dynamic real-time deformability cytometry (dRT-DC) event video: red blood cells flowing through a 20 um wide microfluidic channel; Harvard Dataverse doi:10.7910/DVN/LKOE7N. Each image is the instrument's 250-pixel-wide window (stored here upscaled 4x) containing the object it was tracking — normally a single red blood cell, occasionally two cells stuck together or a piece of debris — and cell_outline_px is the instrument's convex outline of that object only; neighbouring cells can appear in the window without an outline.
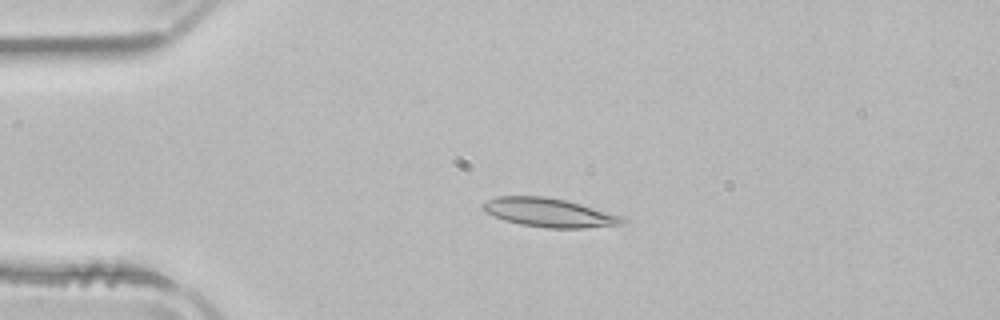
{"species": "common noctule bat (a hibernating species)", "species_latin": "Nyctalus noctula", "temperature_condition": "room temperature", "stored_images_in_passage": 52, "camera_frame_rate_fps": 3000, "um_per_image_px": 0.085, "animal": {"sex": "male", "body_mass_g": 21.5, "forearm_length_mm": 52.0}, "frame": {"image": 1, "passage_image": 12, "time_ms": 3.667, "image_size_px": [1000, 320], "cell_outline_px": [[628, 224], [584, 228], [548, 228], [520, 224], [504, 220], [484, 212], [480, 208], [480, 204], [496, 196], [544, 196], [564, 200], [580, 204], [620, 216], [628, 220]], "centroid_in_image_um": [46.64, 18.08], "position_along_channel_um": 38.4, "area_um2": 23.47}}
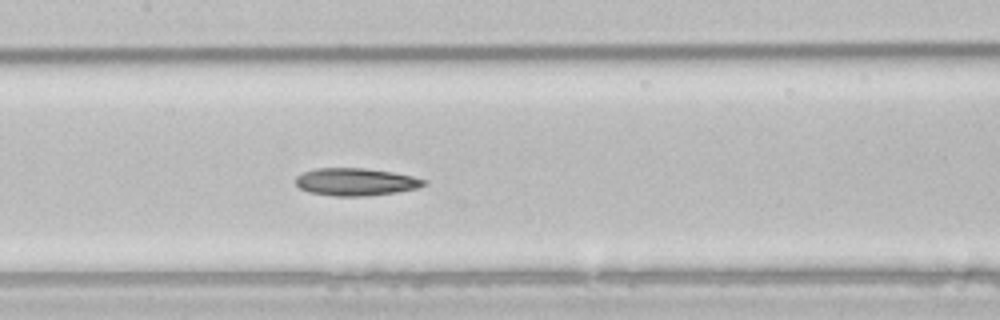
{"frame": {"image": 2, "passage_image": 25, "time_ms": 8.0, "image_size_px": [1000, 320], "cell_outline_px": [[428, 184], [416, 188], [396, 192], [368, 196], [332, 196], [308, 192], [300, 188], [296, 184], [296, 176], [304, 172], [316, 168], [364, 168], [392, 172], [412, 176], [428, 180]], "centroid_in_image_um": [30.25, 15.46], "position_along_channel_um": 177.2, "area_um2": 20.63}}
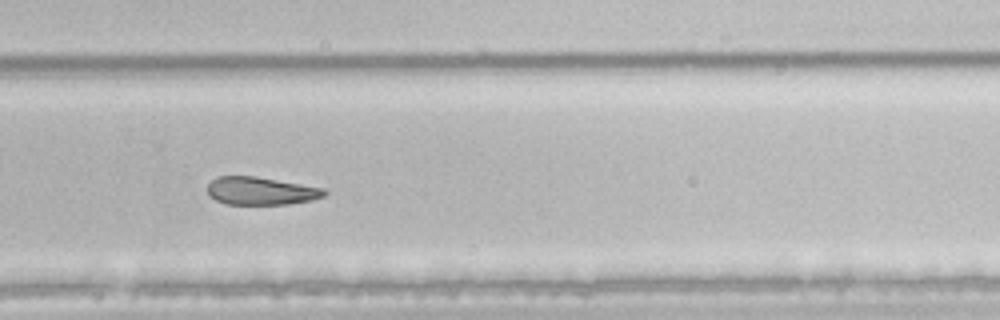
{"frame": {"image": 3, "passage_image": 35, "time_ms": 11.333, "image_size_px": [1000, 320], "cell_outline_px": [[328, 192], [324, 196], [312, 200], [288, 204], [224, 204], [216, 200], [208, 192], [208, 184], [216, 176], [256, 176], [324, 188]], "centroid_in_image_um": [22.19, 16.22], "position_along_channel_um": 307.6, "area_um2": 18.96}}